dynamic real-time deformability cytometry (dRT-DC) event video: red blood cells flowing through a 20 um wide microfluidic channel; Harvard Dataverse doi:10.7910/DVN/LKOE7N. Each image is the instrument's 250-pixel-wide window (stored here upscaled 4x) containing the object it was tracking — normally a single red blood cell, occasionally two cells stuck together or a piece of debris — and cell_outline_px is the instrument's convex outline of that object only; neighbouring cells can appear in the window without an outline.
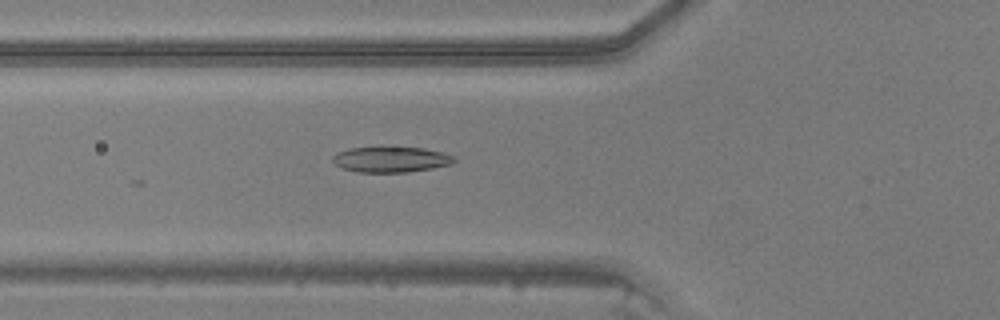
{"species": "common noctule bat (a hibernating species)", "species_latin": "Nyctalus noctula", "temperature_condition": "warm", "stored_images_in_passage": 33, "camera_frame_rate_fps": 3000, "um_per_image_px": 0.085, "animal": {"sex": "male", "body_mass_g": 20.5, "forearm_length_mm": 52.5}, "frame": {"image": 1, "passage_image": 18, "time_ms": 5.667, "image_size_px": [1000, 320], "cell_outline_px": [[456, 160], [452, 164], [432, 168], [408, 172], [356, 172], [340, 168], [332, 160], [332, 156], [336, 152], [348, 148], [380, 144], [424, 148], [444, 152], [456, 156]], "centroid_in_image_um": [33.2, 13.5], "position_along_channel_um": 92.6, "area_um2": 19.25}}
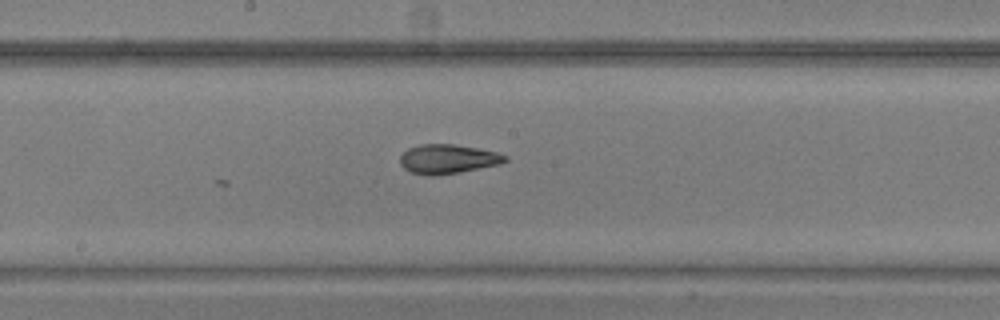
{"frame": {"image": 2, "passage_image": 26, "time_ms": 8.333, "image_size_px": [1000, 320], "cell_outline_px": [[508, 160], [500, 164], [460, 172], [432, 176], [428, 176], [412, 172], [404, 168], [400, 164], [400, 156], [408, 148], [420, 144], [452, 144], [476, 148], [496, 152], [508, 156]], "centroid_in_image_um": [38.06, 13.52], "position_along_channel_um": 210.1, "area_um2": 17.86}}
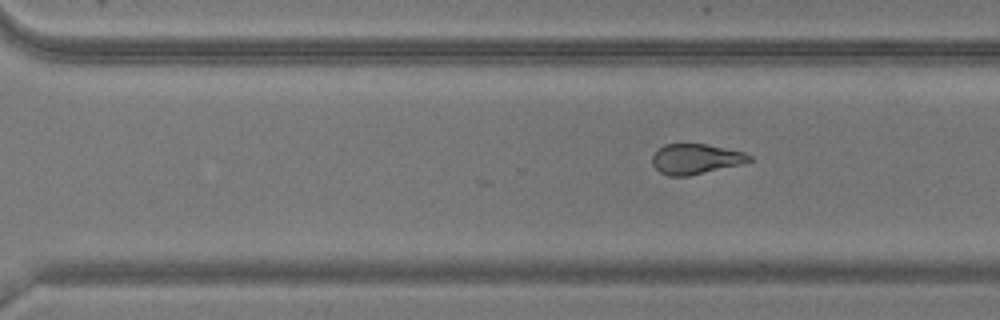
{"frame": {"image": 3, "passage_image": 33, "time_ms": 10.667, "image_size_px": [1000, 320], "cell_outline_px": [[752, 160], [740, 164], [688, 176], [668, 176], [660, 172], [652, 164], [652, 156], [664, 144], [704, 144], [744, 152], [752, 156]], "centroid_in_image_um": [59.11, 13.51], "position_along_channel_um": 311.5, "area_um2": 16.82}}